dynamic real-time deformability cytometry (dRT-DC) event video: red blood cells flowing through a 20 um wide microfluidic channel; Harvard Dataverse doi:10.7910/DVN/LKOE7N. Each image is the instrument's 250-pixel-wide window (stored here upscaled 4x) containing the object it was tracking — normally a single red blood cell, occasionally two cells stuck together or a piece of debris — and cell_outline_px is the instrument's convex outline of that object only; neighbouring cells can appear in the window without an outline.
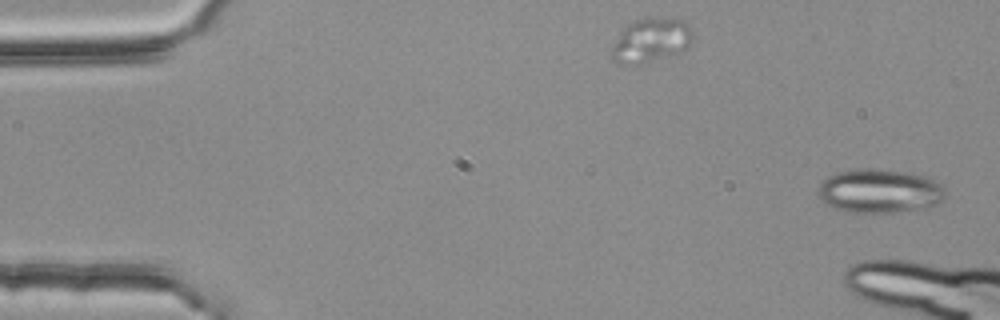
{"species": "common noctule bat (a hibernating species)", "species_latin": "Nyctalus noctula", "temperature_condition": "room temperature", "stored_images_in_passage": 5, "camera_frame_rate_fps": 3000, "um_per_image_px": 0.085, "animal": {"sex": "female", "body_mass_g": 25.1}, "frame": {"image": 1, "passage_image": 1, "time_ms": 0.0, "image_size_px": [1000, 320], "cell_outline_px": [[944, 196], [940, 204], [924, 208], [900, 212], [852, 212], [832, 208], [824, 204], [820, 196], [820, 184], [828, 176], [836, 172], [856, 168], [872, 168], [908, 172], [928, 176], [940, 184], [944, 188]], "centroid_in_image_um": [74.78, 16.23], "position_along_channel_um": 10.2, "area_um2": 32.77}}